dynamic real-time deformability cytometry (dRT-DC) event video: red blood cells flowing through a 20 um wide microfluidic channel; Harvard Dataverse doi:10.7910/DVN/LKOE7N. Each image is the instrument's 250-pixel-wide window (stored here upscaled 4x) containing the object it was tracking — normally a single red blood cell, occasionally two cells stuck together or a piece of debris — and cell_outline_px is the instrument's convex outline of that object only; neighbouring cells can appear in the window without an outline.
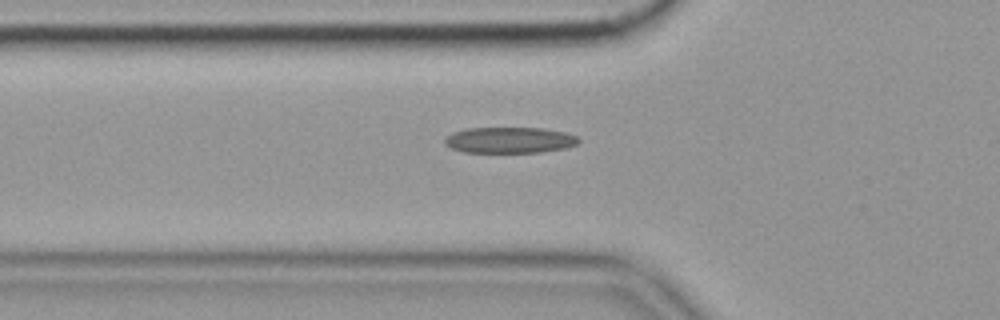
{"species": "common noctule bat (a hibernating species)", "species_latin": "Nyctalus noctula", "temperature_condition": "cold", "stored_images_in_passage": 36, "camera_frame_rate_fps": 3000, "um_per_image_px": 0.085, "animal": {"sex": "female", "body_mass_g": 19.9}, "frame": {"image": 1, "passage_image": 6, "time_ms": 1.667, "image_size_px": [1000, 320], "cell_outline_px": [[580, 140], [576, 144], [564, 148], [540, 152], [464, 152], [452, 148], [444, 144], [444, 140], [452, 132], [464, 128], [544, 128], [564, 132], [576, 136]], "centroid_in_image_um": [43.28, 11.9], "position_along_channel_um": 82.5, "area_um2": 20.17}, "authors_computed_cell_mechanics": {"area_um2": 19.652, "velocity_mm_per_s": 3.5662, "shape_relaxation_time_tau1_ms": 5.708, "shape_relaxation_time_tau2_ms": 5.7386, "deformation_change_tau1": 0.1453, "deformation_change_tau2": 0.162}}